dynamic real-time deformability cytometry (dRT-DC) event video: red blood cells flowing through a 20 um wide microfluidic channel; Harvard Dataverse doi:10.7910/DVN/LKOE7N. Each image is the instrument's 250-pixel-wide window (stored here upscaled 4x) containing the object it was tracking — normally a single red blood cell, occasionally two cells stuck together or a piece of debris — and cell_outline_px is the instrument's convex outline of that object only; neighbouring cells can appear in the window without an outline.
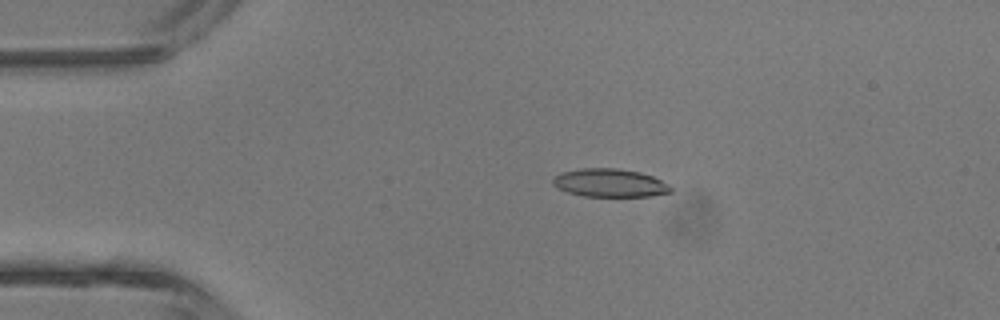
{"species": "common noctule bat (a hibernating species)", "species_latin": "Nyctalus noctula", "temperature_condition": "room temperature", "stored_images_in_passage": 4, "camera_frame_rate_fps": 3000, "um_per_image_px": 0.085, "animal": {"sex": "male", "body_mass_g": 13.3}, "frame": {"image": 1, "passage_image": 3, "time_ms": 2.333, "image_size_px": [1000, 320], "cell_outline_px": [[672, 192], [652, 196], [584, 196], [568, 192], [552, 184], [552, 180], [560, 172], [580, 168], [616, 168], [640, 172], [652, 176], [668, 184], [672, 188]], "centroid_in_image_um": [51.84, 15.54], "position_along_channel_um": 33.2, "area_um2": 19.31}}